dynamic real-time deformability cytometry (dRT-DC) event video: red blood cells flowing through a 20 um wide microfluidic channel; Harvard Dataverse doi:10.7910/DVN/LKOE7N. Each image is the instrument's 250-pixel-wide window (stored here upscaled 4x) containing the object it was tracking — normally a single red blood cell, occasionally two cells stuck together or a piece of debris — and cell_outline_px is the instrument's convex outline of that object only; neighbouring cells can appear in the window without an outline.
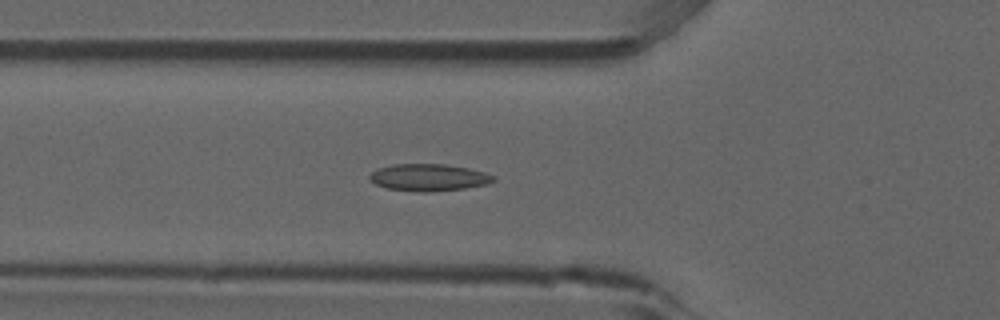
{"species": "common noctule bat (a hibernating species)", "species_latin": "Nyctalus noctula", "temperature_condition": "room temperature", "stored_images_in_passage": 51, "camera_frame_rate_fps": 3000, "um_per_image_px": 0.085, "animal": {"sex": "male", "forearm_length_mm": 52.5}, "frame": {"image": 1, "passage_image": 17, "time_ms": 5.333, "image_size_px": [1000, 320], "cell_outline_px": [[496, 180], [488, 184], [464, 188], [428, 192], [420, 192], [388, 188], [376, 184], [368, 180], [368, 176], [376, 168], [392, 164], [444, 164], [468, 168], [484, 172], [496, 176]], "centroid_in_image_um": [36.43, 15.08], "position_along_channel_um": 89.4, "area_um2": 19.59}}
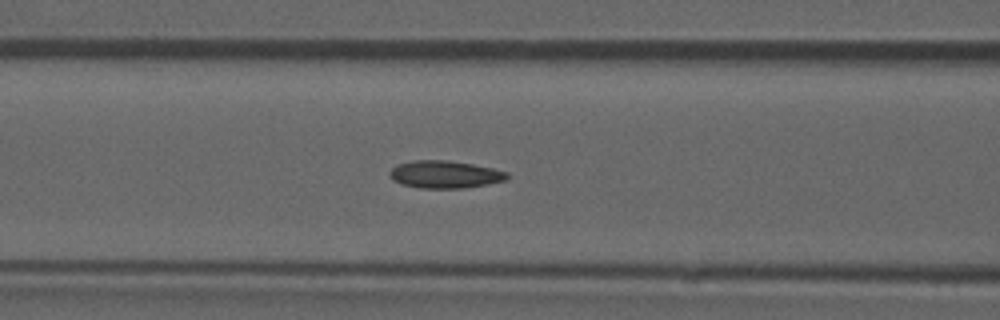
{"frame": {"image": 2, "passage_image": 20, "time_ms": 6.333, "image_size_px": [1000, 320], "cell_outline_px": [[508, 180], [464, 188], [420, 188], [400, 184], [392, 180], [388, 172], [392, 168], [400, 164], [412, 160], [448, 160], [472, 164], [492, 168], [508, 172]], "centroid_in_image_um": [37.8, 14.83], "position_along_channel_um": 128.8, "area_um2": 18.84}}
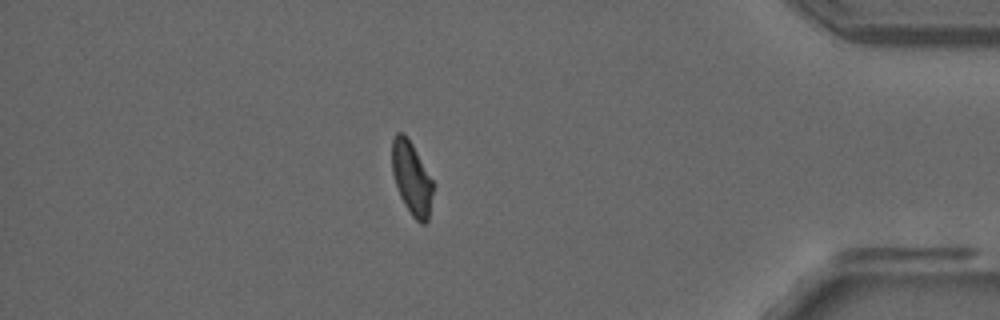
{"frame": {"image": 3, "passage_image": 44, "time_ms": 14.333, "image_size_px": [1000, 320], "cell_outline_px": [[432, 192], [428, 220], [424, 224], [420, 224], [412, 216], [404, 204], [400, 196], [392, 172], [392, 140], [396, 132], [404, 132], [412, 144], [432, 180]], "centroid_in_image_um": [34.96, 15.14], "position_along_channel_um": 400.2, "area_um2": 17.17}, "authors_computed_cell_mechanics": {"area_um2": 18.3804, "velocity_mm_per_s": 3.8862, "shape_relaxation_time_tau1_ms": null, "shape_relaxation_time_tau2_ms": 2.2115, "deformation_change_tau1": null, "deformation_change_tau2": 0.0736}}